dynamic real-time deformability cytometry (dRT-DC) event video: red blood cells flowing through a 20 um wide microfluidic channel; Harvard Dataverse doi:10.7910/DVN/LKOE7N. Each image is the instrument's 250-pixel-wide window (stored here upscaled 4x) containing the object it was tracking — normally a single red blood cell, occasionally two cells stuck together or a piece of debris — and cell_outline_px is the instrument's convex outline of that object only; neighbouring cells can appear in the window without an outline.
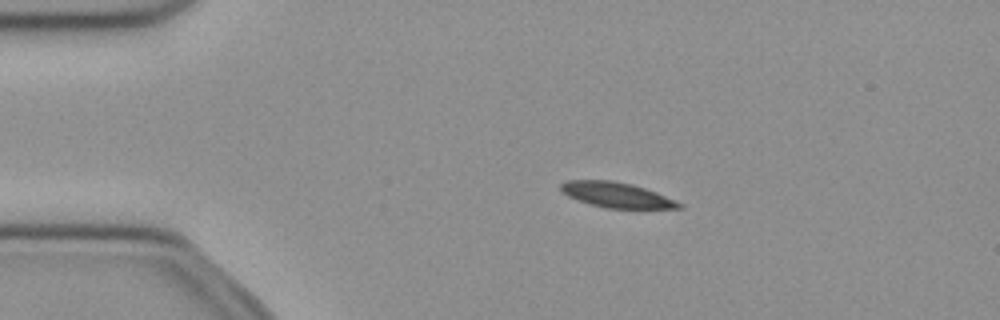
{"species": "common noctule bat (a hibernating species)", "species_latin": "Nyctalus noctula", "temperature_condition": "cold", "stored_images_in_passage": 52, "camera_frame_rate_fps": 3000, "um_per_image_px": 0.085, "animal": {"sex": "female", "body_mass_g": 21.9}, "frame": {"image": 1, "passage_image": 10, "time_ms": 3.0, "image_size_px": [1000, 320], "cell_outline_px": [[684, 208], [604, 208], [588, 204], [568, 196], [560, 188], [560, 184], [564, 180], [612, 180], [632, 184], [656, 192], [676, 200], [684, 204]], "centroid_in_image_um": [52.41, 16.57], "position_along_channel_um": 32.6, "area_um2": 17.46}}
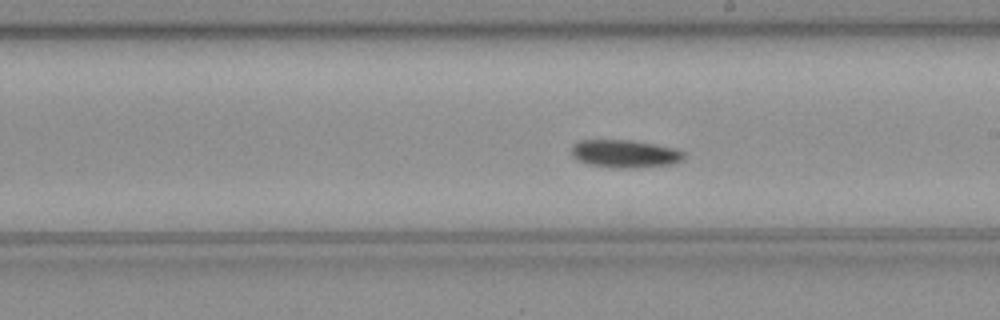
{"frame": {"image": 2, "passage_image": 29, "time_ms": 9.333, "image_size_px": [1000, 320], "cell_outline_px": [[684, 160], [676, 164], [640, 168], [620, 168], [588, 164], [576, 160], [572, 156], [572, 144], [580, 140], [628, 140], [652, 144], [672, 148], [684, 152]], "centroid_in_image_um": [53.12, 13.08], "position_along_channel_um": 235.9, "area_um2": 18.32}}
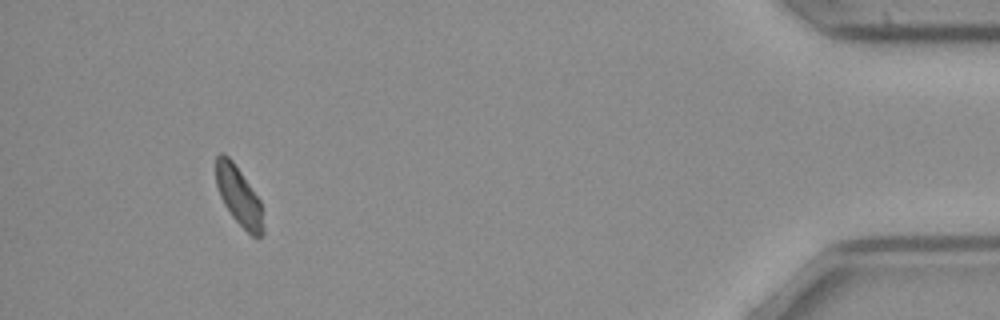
{"frame": {"image": 3, "passage_image": 48, "time_ms": 15.667, "image_size_px": [1000, 320], "cell_outline_px": [[264, 232], [256, 240], [232, 216], [224, 204], [220, 196], [216, 184], [216, 156], [220, 152], [224, 152], [232, 160], [260, 200], [264, 228]], "centroid_in_image_um": [20.3, 16.67], "position_along_channel_um": 414.9, "area_um2": 16.13}, "authors_computed_cell_mechanics": {"area_um2": 17.6868, "velocity_mm_per_s": 3.9375, "shape_relaxation_time_tau1_ms": 3.8481, "shape_relaxation_time_tau2_ms": null, "deformation_change_tau1": 0.0975, "deformation_change_tau2": null}}